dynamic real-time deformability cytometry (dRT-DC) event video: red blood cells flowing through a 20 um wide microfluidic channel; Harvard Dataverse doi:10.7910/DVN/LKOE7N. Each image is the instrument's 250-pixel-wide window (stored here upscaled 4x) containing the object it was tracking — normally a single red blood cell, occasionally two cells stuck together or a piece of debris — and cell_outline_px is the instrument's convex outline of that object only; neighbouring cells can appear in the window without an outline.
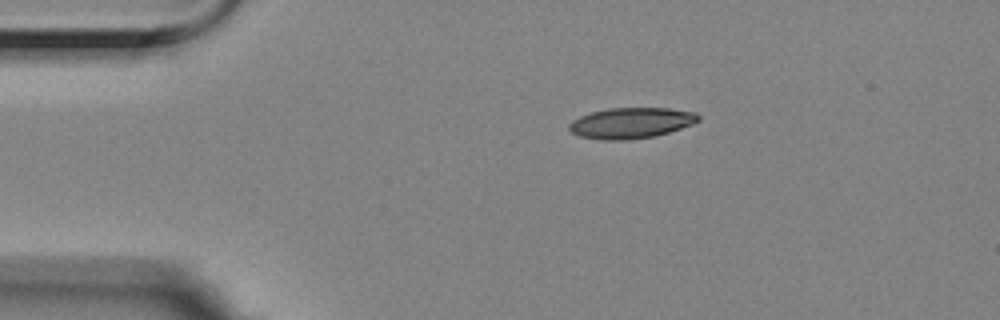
{"species": "Egyptian fruit bat (a non-hibernating species)", "species_latin": "Rousettus aegyptiacus", "temperature_condition": "room temperature", "stored_images_in_passage": 47, "camera_frame_rate_fps": 3000, "um_per_image_px": 0.085, "animal": {"sex": "female"}, "frame": {"image": 1, "passage_image": 1, "time_ms": 0.0, "image_size_px": [1000, 320], "cell_outline_px": [[700, 120], [692, 124], [656, 136], [628, 140], [604, 140], [580, 136], [572, 132], [568, 128], [568, 124], [572, 120], [580, 116], [592, 112], [608, 108], [668, 108], [696, 112], [700, 116]], "centroid_in_image_um": [53.64, 10.45], "position_along_channel_um": 31.4, "area_um2": 23.18}}
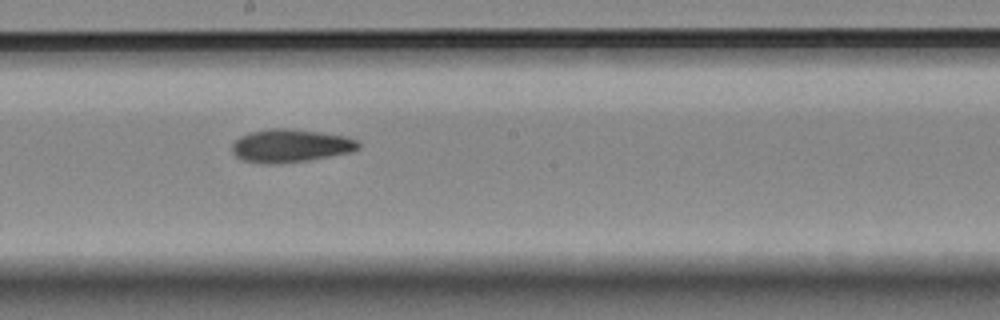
{"frame": {"image": 2, "passage_image": 21, "time_ms": 6.667, "image_size_px": [1000, 320], "cell_outline_px": [[360, 148], [352, 152], [308, 160], [280, 164], [260, 164], [244, 160], [236, 156], [232, 152], [232, 144], [240, 136], [252, 132], [268, 128], [284, 128], [316, 132], [344, 136], [356, 140], [360, 144]], "centroid_in_image_um": [24.67, 12.4], "position_along_channel_um": 223.5, "area_um2": 24.28}}
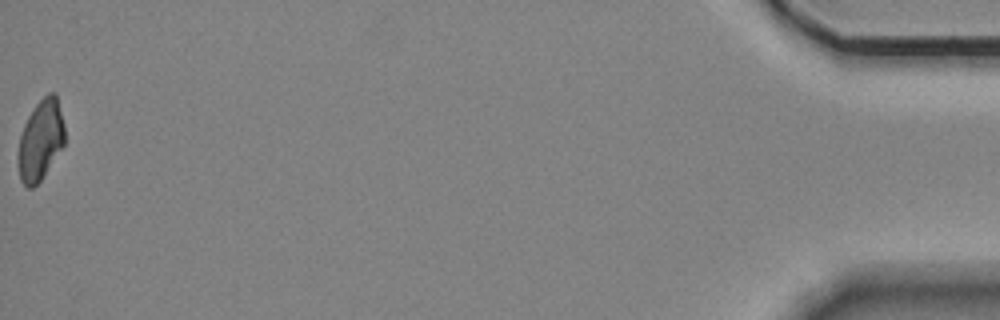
{"frame": {"image": 3, "passage_image": 47, "time_ms": 15.333, "image_size_px": [1000, 320], "cell_outline_px": [[64, 144], [40, 180], [32, 188], [28, 188], [20, 180], [20, 136], [24, 124], [28, 116], [36, 104], [48, 92], [56, 92], [64, 124]], "centroid_in_image_um": [3.48, 11.85], "position_along_channel_um": 431.7, "area_um2": 21.15}, "authors_computed_cell_mechanics": {"area_um2": 23.6402, "velocity_mm_per_s": 3.5319, "shape_relaxation_time_tau1_ms": 8.3049, "shape_relaxation_time_tau2_ms": 5.3291, "deformation_change_tau1": 0.179, "deformation_change_tau2": 0.1109}}